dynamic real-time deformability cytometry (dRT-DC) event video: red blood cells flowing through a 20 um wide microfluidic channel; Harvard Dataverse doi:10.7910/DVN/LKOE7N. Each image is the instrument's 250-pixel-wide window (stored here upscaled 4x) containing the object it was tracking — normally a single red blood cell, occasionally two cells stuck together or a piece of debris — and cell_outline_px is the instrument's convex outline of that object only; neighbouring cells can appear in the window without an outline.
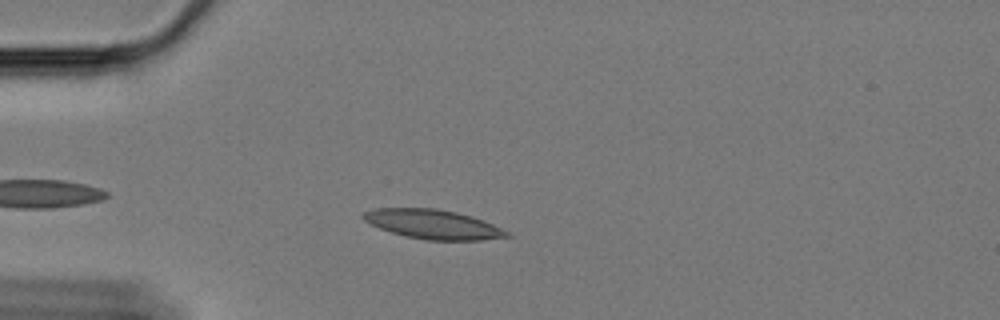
{"species": "Egyptian fruit bat (a non-hibernating species)", "species_latin": "Rousettus aegyptiacus", "temperature_condition": "cold", "stored_images_in_passage": 34, "camera_frame_rate_fps": 3000, "um_per_image_px": 0.085, "animal": {"sex": "female"}, "frame": {"image": 1, "passage_image": 6, "time_ms": 1.667, "image_size_px": [1000, 320], "cell_outline_px": [[512, 236], [484, 240], [424, 240], [404, 236], [380, 228], [364, 220], [360, 216], [364, 212], [376, 208], [436, 208], [456, 212], [472, 216], [512, 232]], "centroid_in_image_um": [36.84, 19.07], "position_along_channel_um": 48.2, "area_um2": 24.62}}
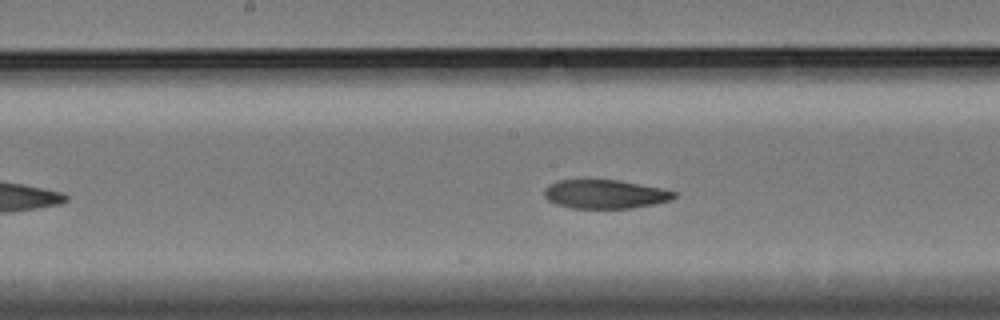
{"frame": {"image": 2, "passage_image": 21, "time_ms": 6.667, "image_size_px": [1000, 320], "cell_outline_px": [[676, 196], [672, 200], [656, 204], [632, 208], [572, 208], [556, 204], [548, 200], [544, 196], [544, 188], [548, 184], [556, 180], [620, 180], [660, 188], [676, 192]], "centroid_in_image_um": [51.42, 16.5], "position_along_channel_um": 196.8, "area_um2": 21.91}}
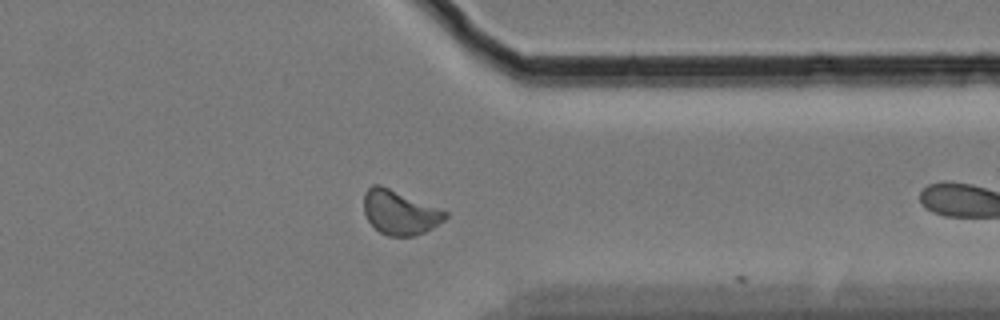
{"frame": {"image": 3, "passage_image": 33, "time_ms": 10.667, "image_size_px": [1000, 320], "cell_outline_px": [[448, 216], [444, 220], [432, 228], [424, 232], [412, 236], [388, 236], [380, 232], [368, 220], [364, 212], [364, 192], [372, 184], [380, 184], [448, 212]], "centroid_in_image_um": [33.96, 18.05], "position_along_channel_um": 377.4, "area_um2": 20.81}}